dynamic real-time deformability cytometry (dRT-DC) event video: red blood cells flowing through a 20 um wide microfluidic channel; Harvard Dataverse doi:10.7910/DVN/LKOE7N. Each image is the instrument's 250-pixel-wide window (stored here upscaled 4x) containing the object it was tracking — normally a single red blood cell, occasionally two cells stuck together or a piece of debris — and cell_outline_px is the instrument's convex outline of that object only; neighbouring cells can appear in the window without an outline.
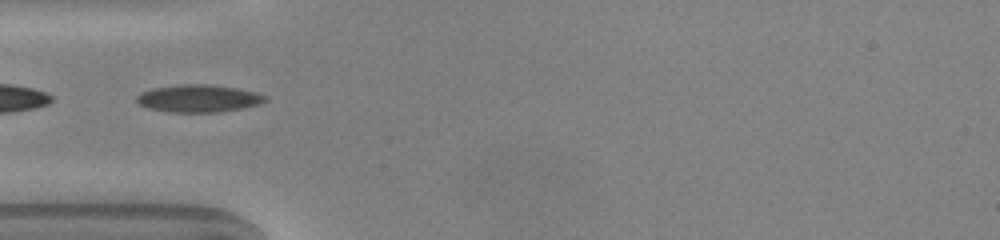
{"species": "common noctule bat (a hibernating species)", "species_latin": "Nyctalus noctula", "temperature_condition": "warm", "stored_images_in_passage": 38, "camera_frame_rate_fps": 3000, "um_per_image_px": 0.085, "animal": {"sex": "male", "body_mass_g": 20.0, "forearm_length_mm": 53.3}, "frame": {"image": 1, "passage_image": 4, "time_ms": 1.0, "image_size_px": [1000, 240], "cell_outline_px": [[268, 100], [260, 104], [220, 112], [168, 112], [148, 108], [140, 104], [136, 100], [136, 96], [140, 92], [152, 88], [176, 84], [212, 84], [236, 88], [256, 92], [268, 96]], "centroid_in_image_um": [16.87, 8.35], "position_along_channel_um": 68.1, "area_um2": 20.81}}
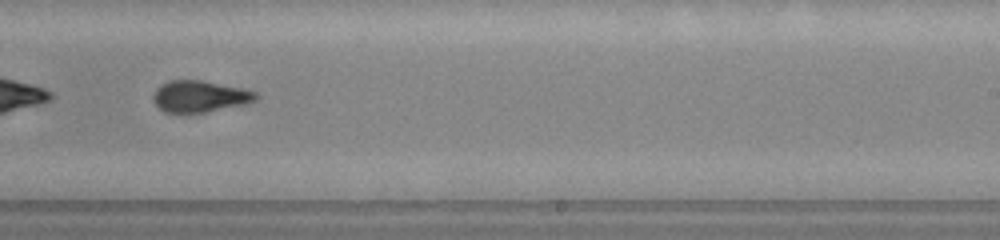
{"frame": {"image": 2, "passage_image": 19, "time_ms": 6.0, "image_size_px": [1000, 240], "cell_outline_px": [[260, 96], [256, 100], [244, 104], [204, 112], [164, 112], [152, 100], [152, 96], [156, 88], [160, 84], [168, 80], [200, 80], [240, 88], [256, 92]], "centroid_in_image_um": [16.94, 8.18], "position_along_channel_um": 272.1, "area_um2": 18.67}}
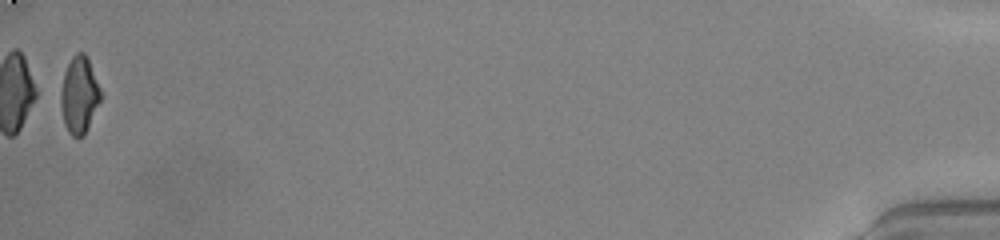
{"frame": {"image": 3, "passage_image": 38, "time_ms": 12.333, "image_size_px": [1000, 240], "cell_outline_px": [[104, 96], [84, 136], [72, 136], [68, 132], [64, 124], [60, 104], [60, 92], [64, 72], [72, 56], [76, 52], [84, 52], [88, 56]], "centroid_in_image_um": [6.77, 8.06], "position_along_channel_um": 428.4, "area_um2": 18.44}, "authors_computed_cell_mechanics": {"area_um2": 19.2185, "velocity_mm_per_s": 4.0736, "shape_relaxation_time_tau1_ms": null, "shape_relaxation_time_tau2_ms": 1.8575, "deformation_change_tau1": null, "deformation_change_tau2": 0.0843}}